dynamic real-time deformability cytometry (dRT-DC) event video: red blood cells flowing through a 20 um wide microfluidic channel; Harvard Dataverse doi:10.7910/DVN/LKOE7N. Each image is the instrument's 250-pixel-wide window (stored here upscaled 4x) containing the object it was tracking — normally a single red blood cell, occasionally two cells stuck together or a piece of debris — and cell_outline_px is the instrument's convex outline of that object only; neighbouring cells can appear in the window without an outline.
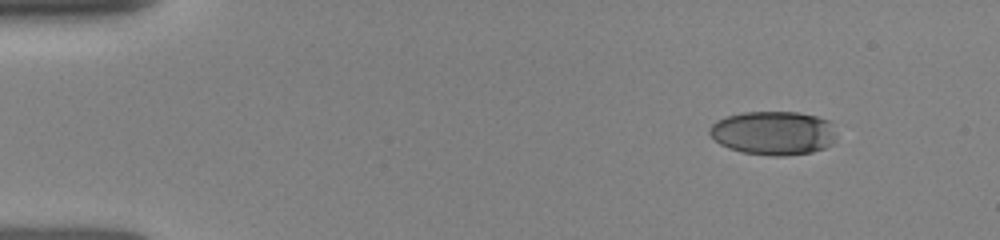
{"species": "human", "species_latin": "Homo sapiens", "temperature_condition": "room temperature", "stored_images_in_passage": 4, "camera_frame_rate_fps": 3000, "um_per_image_px": 0.085, "donor": {"sex": "female"}, "frame": {"image": 1, "passage_image": 1, "time_ms": 0.0, "image_size_px": [1000, 240], "cell_outline_px": [[836, 136], [832, 144], [824, 148], [812, 152], [784, 156], [772, 156], [740, 152], [728, 148], [720, 144], [708, 132], [708, 128], [716, 120], [728, 116], [744, 112], [800, 112], [816, 116], [828, 120], [836, 132]], "centroid_in_image_um": [65.74, 11.31], "position_along_channel_um": 19.3, "area_um2": 32.6}}
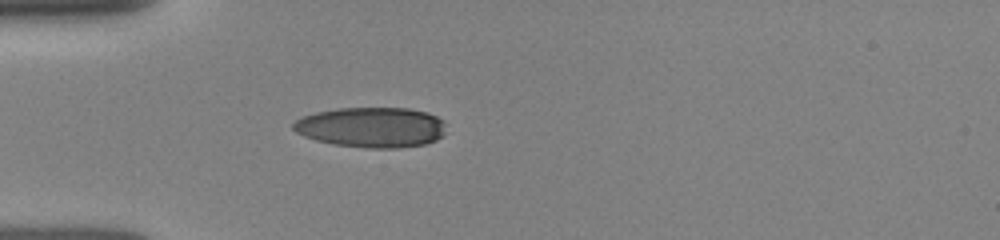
{"frame": {"image": 2, "passage_image": 4, "time_ms": 3.0, "image_size_px": [1000, 240], "cell_outline_px": [[444, 136], [436, 140], [424, 144], [396, 148], [368, 148], [332, 144], [316, 140], [304, 136], [296, 132], [292, 128], [292, 124], [300, 116], [316, 112], [340, 108], [408, 108], [428, 112], [444, 120]], "centroid_in_image_um": [31.57, 10.81], "position_along_channel_um": 53.4, "area_um2": 36.07}}